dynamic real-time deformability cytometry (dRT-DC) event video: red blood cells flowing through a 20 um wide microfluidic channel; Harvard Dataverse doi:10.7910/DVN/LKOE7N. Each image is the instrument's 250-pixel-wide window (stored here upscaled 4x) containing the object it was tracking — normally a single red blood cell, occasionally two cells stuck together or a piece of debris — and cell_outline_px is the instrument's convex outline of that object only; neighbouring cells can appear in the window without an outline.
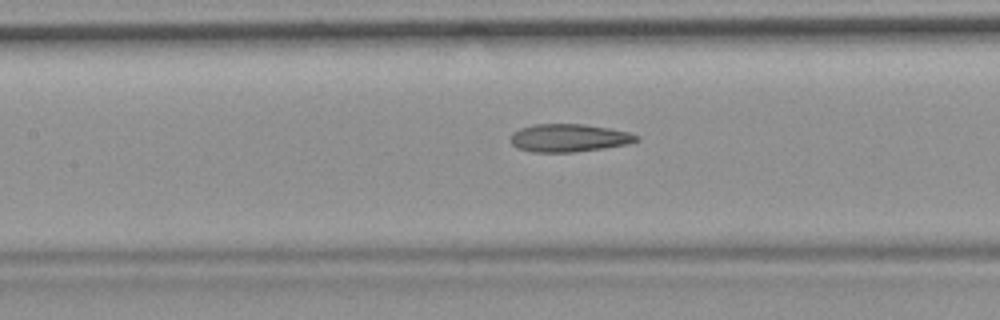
{"species": "common noctule bat (a hibernating species)", "species_latin": "Nyctalus noctula", "temperature_condition": "room temperature", "stored_images_in_passage": 42, "camera_frame_rate_fps": 3000, "um_per_image_px": 0.085, "animal": {"sex": "female", "body_mass_g": 19.9}, "frame": {"image": 1, "passage_image": 13, "time_ms": 4.0, "image_size_px": [1000, 320], "cell_outline_px": [[640, 140], [628, 144], [604, 148], [572, 152], [532, 152], [516, 148], [512, 144], [512, 132], [520, 128], [532, 124], [584, 124], [608, 128], [628, 132], [640, 136]], "centroid_in_image_um": [48.36, 11.72], "position_along_channel_um": 159.0, "area_um2": 20.52}, "authors_computed_cell_mechanics": {"area_um2": 20.7502, "velocity_mm_per_s": 3.7223, "shape_relaxation_time_tau1_ms": null, "shape_relaxation_time_tau2_ms": 3.594, "deformation_change_tau1": null, "deformation_change_tau2": 0.1321}}